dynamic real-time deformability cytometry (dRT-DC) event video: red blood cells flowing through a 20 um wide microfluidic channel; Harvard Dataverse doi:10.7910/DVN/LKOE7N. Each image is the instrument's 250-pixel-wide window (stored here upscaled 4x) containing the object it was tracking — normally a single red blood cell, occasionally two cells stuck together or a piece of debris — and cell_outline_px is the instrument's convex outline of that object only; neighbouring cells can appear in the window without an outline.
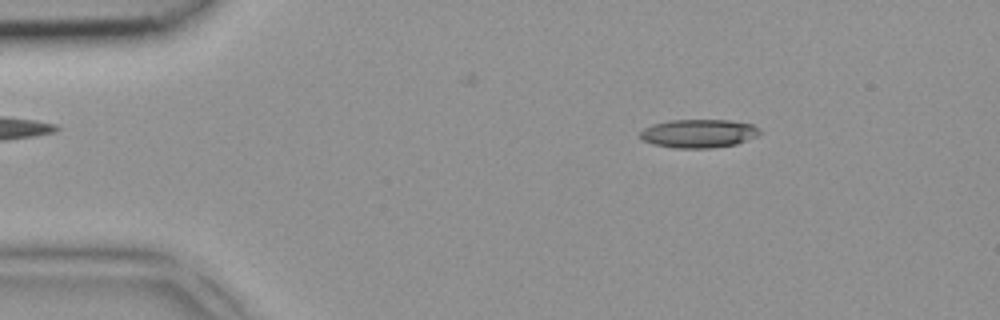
{"species": "common noctule bat (a hibernating species)", "species_latin": "Nyctalus noctula", "temperature_condition": "room temperature", "stored_images_in_passage": 4, "camera_frame_rate_fps": 3000, "um_per_image_px": 0.085, "animal": {"sex": "female", "body_mass_g": 18.4}, "frame": {"image": 1, "passage_image": 2, "time_ms": 0.333, "image_size_px": [1000, 320], "cell_outline_px": [[764, 132], [756, 136], [736, 144], [712, 148], [676, 148], [652, 144], [644, 140], [640, 136], [640, 132], [644, 128], [652, 124], [668, 120], [728, 120], [752, 124], [760, 128]], "centroid_in_image_um": [59.4, 11.34], "position_along_channel_um": 25.6, "area_um2": 19.94}}
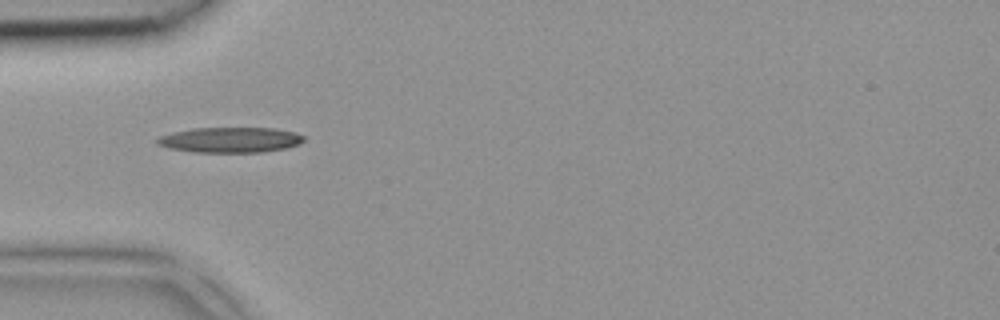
{"frame": {"image": 2, "passage_image": 4, "time_ms": 1.0, "image_size_px": [1000, 320], "cell_outline_px": [[304, 140], [300, 144], [284, 148], [260, 152], [196, 152], [168, 148], [156, 144], [156, 140], [160, 136], [172, 132], [192, 128], [276, 128], [296, 132], [304, 136]], "centroid_in_image_um": [19.57, 11.88], "position_along_channel_um": 65.4, "area_um2": 21.68}}